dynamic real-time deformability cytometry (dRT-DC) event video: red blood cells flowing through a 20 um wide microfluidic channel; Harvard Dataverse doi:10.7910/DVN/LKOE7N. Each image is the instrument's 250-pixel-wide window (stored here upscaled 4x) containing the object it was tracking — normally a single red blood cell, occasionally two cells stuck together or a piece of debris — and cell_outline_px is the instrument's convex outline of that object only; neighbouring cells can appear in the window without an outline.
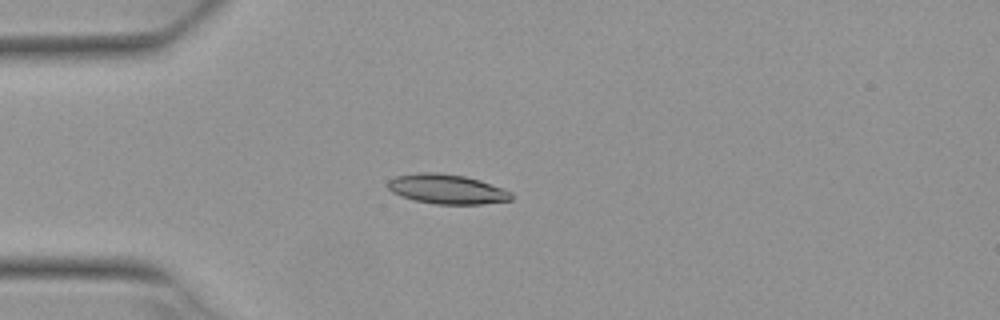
{"species": "Egyptian fruit bat (a non-hibernating species)", "species_latin": "Rousettus aegyptiacus", "temperature_condition": "warm", "stored_images_in_passage": 3, "camera_frame_rate_fps": 3000, "um_per_image_px": 0.085, "animal": {"sex": "female"}, "frame": {"image": 1, "passage_image": 3, "time_ms": 0.667, "image_size_px": [1000, 320], "cell_outline_px": [[512, 200], [480, 204], [436, 204], [416, 200], [400, 196], [392, 192], [388, 188], [388, 180], [396, 176], [416, 172], [436, 172], [464, 176], [480, 180], [504, 188], [512, 192]], "centroid_in_image_um": [37.99, 16.06], "position_along_channel_um": 47.0, "area_um2": 21.39}}